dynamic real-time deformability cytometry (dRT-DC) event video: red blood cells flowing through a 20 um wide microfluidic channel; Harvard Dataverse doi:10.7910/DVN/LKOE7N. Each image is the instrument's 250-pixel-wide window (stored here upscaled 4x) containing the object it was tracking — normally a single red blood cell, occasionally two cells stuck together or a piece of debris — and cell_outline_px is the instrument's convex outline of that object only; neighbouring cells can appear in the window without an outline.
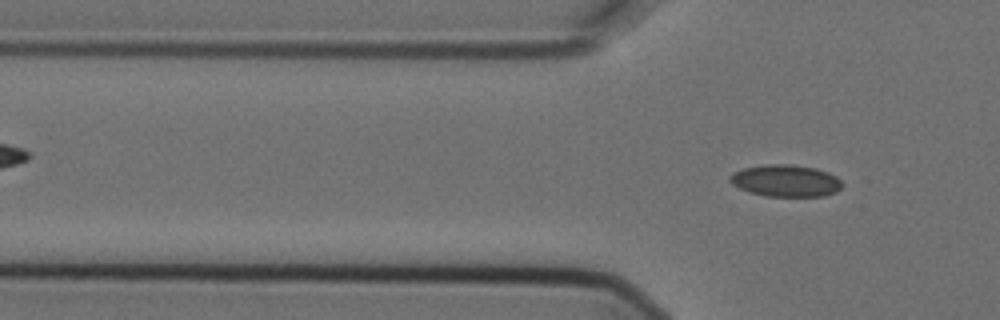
{"species": "Egyptian fruit bat (a non-hibernating species)", "species_latin": "Rousettus aegyptiacus", "temperature_condition": "cold", "stored_images_in_passage": 3, "segment_of_instrument_passage": [2, 2], "camera_frame_rate_fps": 3000, "um_per_image_px": 0.085, "animal": {"sex": "female"}, "frame": {"image": 1, "passage_image": 3, "time_ms": 0.667, "image_size_px": [1000, 320], "cell_outline_px": [[844, 184], [836, 192], [824, 196], [764, 196], [748, 192], [732, 184], [728, 180], [728, 176], [732, 172], [744, 168], [764, 164], [788, 164], [816, 168], [828, 172], [836, 176]], "centroid_in_image_um": [66.76, 15.36], "position_along_channel_um": 59.0, "area_um2": 21.1}}